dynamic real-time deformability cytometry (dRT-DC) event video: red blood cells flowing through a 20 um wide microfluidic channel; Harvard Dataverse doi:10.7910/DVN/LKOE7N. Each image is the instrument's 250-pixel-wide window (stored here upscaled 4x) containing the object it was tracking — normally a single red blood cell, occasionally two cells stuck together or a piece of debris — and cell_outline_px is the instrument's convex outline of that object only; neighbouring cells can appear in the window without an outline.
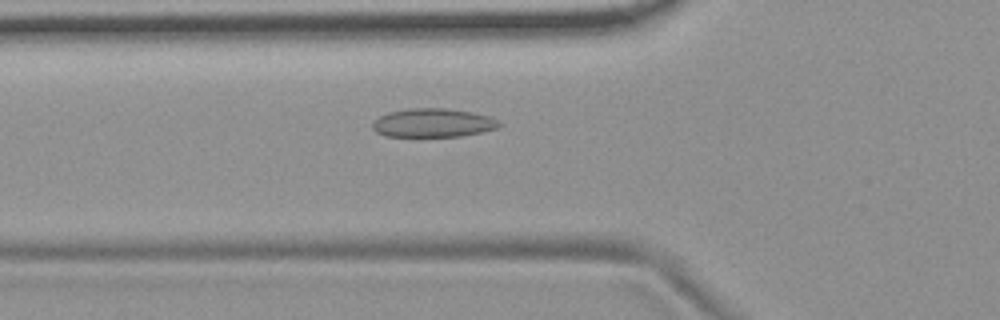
{"species": "common noctule bat (a hibernating species)", "species_latin": "Nyctalus noctula", "temperature_condition": "room temperature", "stored_images_in_passage": 34, "camera_frame_rate_fps": 3000, "um_per_image_px": 0.085, "animal": {"sex": "female", "body_mass_g": 19.9}, "frame": {"image": 1, "passage_image": 2, "time_ms": 0.333, "image_size_px": [1000, 320], "cell_outline_px": [[504, 124], [496, 128], [480, 132], [460, 136], [388, 136], [376, 132], [372, 128], [372, 120], [388, 112], [408, 108], [448, 108], [472, 112], [488, 116], [500, 120]], "centroid_in_image_um": [36.8, 10.43], "position_along_channel_um": 89.0, "area_um2": 21.27}}
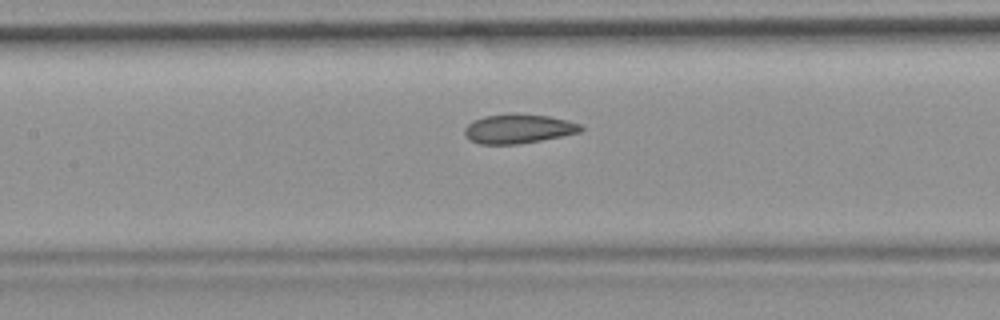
{"frame": {"image": 2, "passage_image": 8, "time_ms": 2.333, "image_size_px": [1000, 320], "cell_outline_px": [[584, 128], [580, 132], [540, 140], [516, 144], [480, 144], [472, 140], [464, 132], [464, 128], [472, 120], [484, 116], [508, 112], [516, 112], [548, 116], [568, 120], [580, 124]], "centroid_in_image_um": [44.05, 10.91], "position_along_channel_um": 163.3, "area_um2": 19.94}}
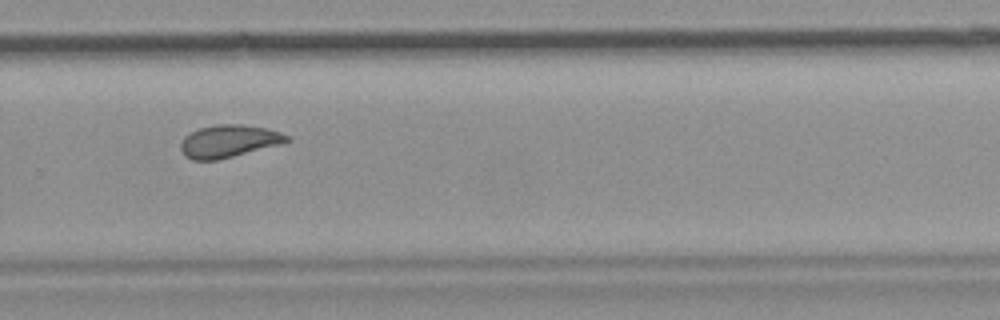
{"frame": {"image": 3, "passage_image": 20, "time_ms": 6.333, "image_size_px": [1000, 320], "cell_outline_px": [[292, 140], [280, 144], [216, 160], [192, 160], [184, 156], [180, 148], [180, 144], [184, 136], [200, 128], [216, 124], [240, 124], [264, 128], [280, 132], [288, 136]], "centroid_in_image_um": [19.41, 12.0], "position_along_channel_um": 310.4, "area_um2": 19.88}}